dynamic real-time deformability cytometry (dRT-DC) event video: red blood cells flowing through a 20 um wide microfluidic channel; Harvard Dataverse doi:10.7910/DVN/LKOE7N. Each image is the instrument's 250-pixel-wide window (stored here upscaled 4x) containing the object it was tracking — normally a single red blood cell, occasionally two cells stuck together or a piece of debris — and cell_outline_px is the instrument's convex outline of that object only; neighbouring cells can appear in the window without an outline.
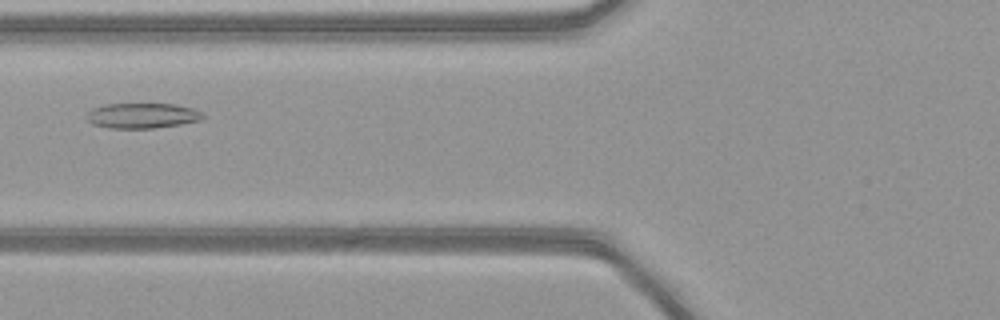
{"species": "common noctule bat (a hibernating species)", "species_latin": "Nyctalus noctula", "temperature_condition": "warm", "stored_images_in_passage": 44, "camera_frame_rate_fps": 3000, "um_per_image_px": 0.085, "animal": {"sex": "female", "body_mass_g": 21.9}, "frame": {"image": 1, "passage_image": 14, "time_ms": 4.333, "image_size_px": [1000, 320], "cell_outline_px": [[204, 116], [200, 120], [180, 124], [152, 128], [108, 128], [92, 124], [84, 116], [92, 108], [108, 104], [176, 104], [192, 108], [200, 112]], "centroid_in_image_um": [12.04, 9.83], "position_along_channel_um": 113.8, "area_um2": 16.99}}
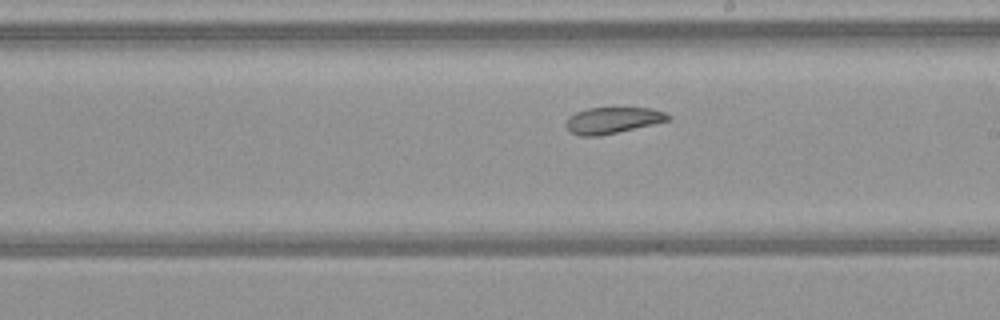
{"frame": {"image": 2, "passage_image": 23, "time_ms": 7.333, "image_size_px": [1000, 320], "cell_outline_px": [[672, 116], [668, 120], [652, 124], [600, 136], [580, 136], [572, 132], [564, 124], [568, 116], [576, 112], [588, 108], [652, 108], [664, 112]], "centroid_in_image_um": [52.04, 10.22], "position_along_channel_um": 237.0, "area_um2": 15.49}}
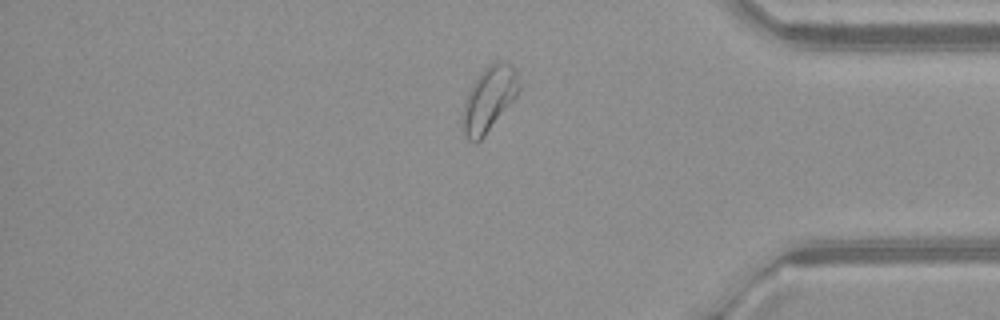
{"frame": {"image": 3, "passage_image": 36, "time_ms": 11.667, "image_size_px": [1000, 320], "cell_outline_px": [[520, 88], [516, 96], [484, 136], [476, 144], [468, 140], [460, 124], [460, 120], [464, 100], [472, 84], [480, 72], [488, 64], [496, 60], [508, 60], [512, 64], [516, 72], [520, 84]], "centroid_in_image_um": [41.53, 8.39], "position_along_channel_um": 393.7, "area_um2": 21.68}, "authors_computed_cell_mechanics": {"area_um2": 19.5653, "velocity_mm_per_s": 4.0863, "shape_relaxation_time_tau1_ms": null, "shape_relaxation_time_tau2_ms": 3.7276, "deformation_change_tau1": null, "deformation_change_tau2": 0.1102}}